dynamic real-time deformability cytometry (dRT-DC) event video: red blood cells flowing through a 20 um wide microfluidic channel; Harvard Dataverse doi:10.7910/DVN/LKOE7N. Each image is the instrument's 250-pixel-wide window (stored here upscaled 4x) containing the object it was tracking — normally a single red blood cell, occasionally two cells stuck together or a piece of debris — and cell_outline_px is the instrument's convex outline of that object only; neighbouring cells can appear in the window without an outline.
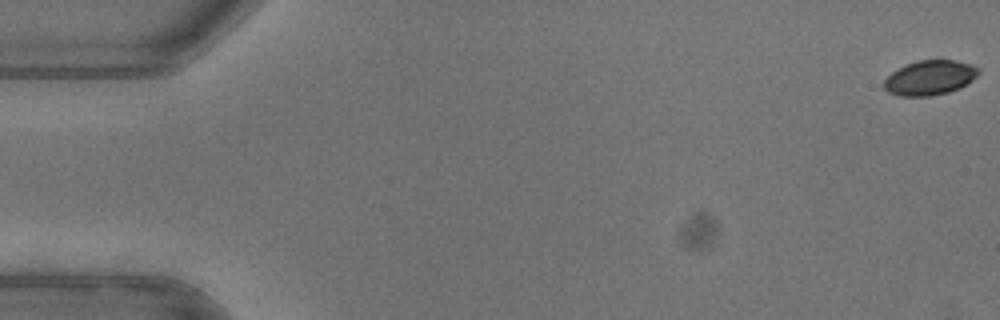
{"species": "common noctule bat (a hibernating species)", "species_latin": "Nyctalus noctula", "temperature_condition": "warm", "stored_images_in_passage": 16, "camera_frame_rate_fps": 3000, "um_per_image_px": 0.085, "animal": {"sex": "female"}, "frame": {"image": 1, "passage_image": 1, "time_ms": 0.0, "image_size_px": [1000, 320], "cell_outline_px": [[980, 72], [972, 80], [960, 88], [948, 92], [932, 96], [900, 96], [888, 92], [884, 88], [884, 80], [892, 72], [904, 64], [916, 60], [956, 60], [972, 64], [980, 68]], "centroid_in_image_um": [79.04, 6.6], "position_along_channel_um": 6.0, "area_um2": 19.31}}
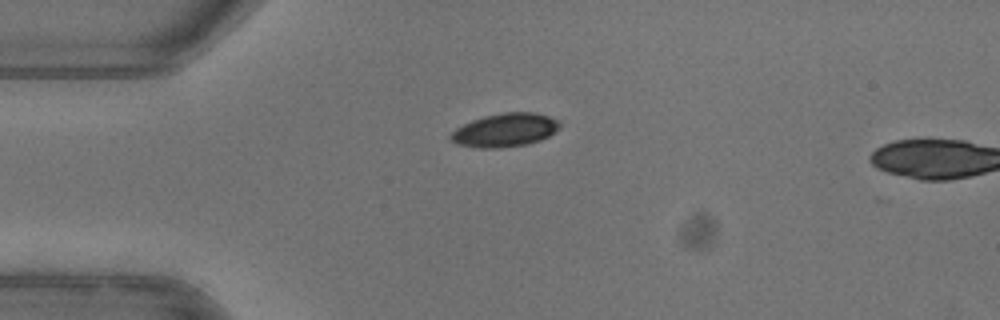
{"frame": {"image": 2, "passage_image": 14, "time_ms": 4.333, "image_size_px": [1000, 320], "cell_outline_px": [[560, 128], [548, 136], [540, 140], [528, 144], [500, 148], [480, 148], [456, 144], [448, 136], [456, 128], [472, 120], [484, 116], [504, 112], [532, 112], [548, 116], [560, 120]], "centroid_in_image_um": [42.93, 11.06], "position_along_channel_um": 42.1, "area_um2": 21.33}}